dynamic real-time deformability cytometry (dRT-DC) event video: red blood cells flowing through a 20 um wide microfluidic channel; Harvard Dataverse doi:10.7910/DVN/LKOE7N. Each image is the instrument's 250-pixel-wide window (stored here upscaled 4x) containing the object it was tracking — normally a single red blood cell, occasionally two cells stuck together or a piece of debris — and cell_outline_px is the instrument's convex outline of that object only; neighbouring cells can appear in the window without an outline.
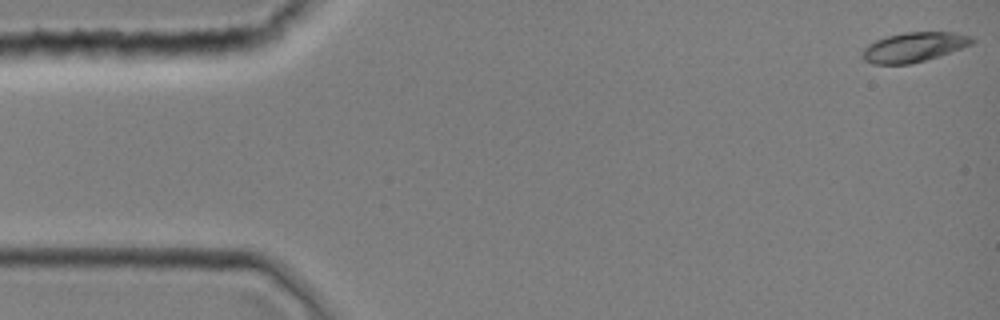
{"species": "common noctule bat (a hibernating species)", "species_latin": "Nyctalus noctula", "temperature_condition": "room temperature", "stored_images_in_passage": 6, "camera_frame_rate_fps": 3000, "um_per_image_px": 0.085, "animal": {"sex": "female", "body_mass_g": 19.0, "forearm_length_mm": 51.5}, "frame": {"image": 1, "passage_image": 1, "time_ms": 0.0, "image_size_px": [1000, 320], "cell_outline_px": [[976, 40], [972, 44], [940, 56], [912, 64], [872, 64], [864, 60], [860, 56], [860, 52], [868, 44], [876, 40], [888, 36], [904, 32], [956, 32], [972, 36]], "centroid_in_image_um": [77.68, 4.01], "position_along_channel_um": 7.3, "area_um2": 19.19}}